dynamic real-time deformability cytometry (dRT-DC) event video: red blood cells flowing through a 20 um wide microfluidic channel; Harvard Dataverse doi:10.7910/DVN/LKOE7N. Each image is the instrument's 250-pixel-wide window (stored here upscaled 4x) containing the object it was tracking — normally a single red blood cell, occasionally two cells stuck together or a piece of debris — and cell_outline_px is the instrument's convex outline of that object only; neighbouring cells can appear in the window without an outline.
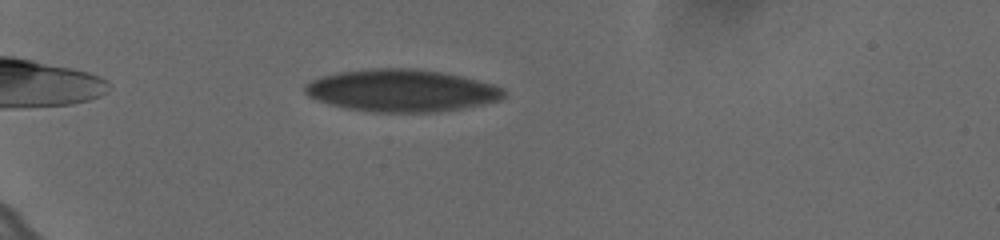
{"species": "human", "species_latin": "Homo sapiens", "temperature_condition": "cold", "stored_images_in_passage": 40, "camera_frame_rate_fps": 3000, "um_per_image_px": 0.085, "donor": {"sex": "female"}, "frame": {"image": 1, "passage_image": 3, "time_ms": 0.667, "image_size_px": [1000, 240], "cell_outline_px": [[508, 92], [500, 100], [484, 104], [460, 108], [432, 112], [376, 112], [348, 108], [328, 104], [308, 96], [304, 92], [304, 84], [312, 80], [324, 76], [340, 72], [372, 68], [412, 68], [440, 72], [464, 76], [492, 84], [504, 88]], "centroid_in_image_um": [34.15, 7.69], "position_along_channel_um": 50.8, "area_um2": 48.9}}
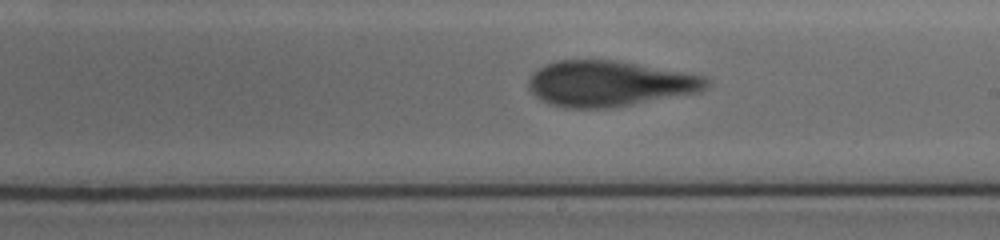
{"frame": {"image": 2, "passage_image": 22, "time_ms": 7.0, "image_size_px": [1000, 240], "cell_outline_px": [[712, 84], [708, 88], [700, 92], [632, 104], [608, 108], [564, 108], [540, 100], [528, 88], [528, 76], [532, 72], [544, 64], [556, 60], [612, 60], [704, 76]], "centroid_in_image_um": [51.75, 7.11], "position_along_channel_um": 237.3, "area_um2": 47.22}}
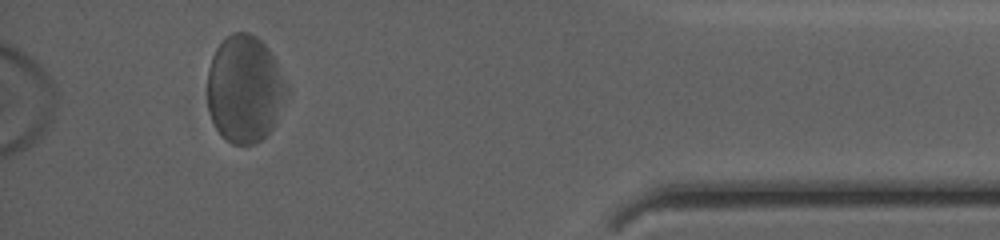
{"frame": {"image": 3, "passage_image": 40, "time_ms": 13.0, "image_size_px": [1000, 240], "cell_outline_px": [[292, 88], [272, 128], [256, 144], [232, 144], [216, 128], [212, 120], [208, 108], [208, 68], [212, 56], [216, 48], [232, 32], [248, 32], [256, 36], [268, 48]], "centroid_in_image_um": [20.84, 7.55], "position_along_channel_um": 414.4, "area_um2": 49.88}, "authors_computed_cell_mechanics": {"area_um2": 48.4653, "velocity_mm_per_s": 3.554, "shape_relaxation_time_tau1_ms": null, "shape_relaxation_time_tau2_ms": 1.4047, "deformation_change_tau1": null, "deformation_change_tau2": 0.0738}}